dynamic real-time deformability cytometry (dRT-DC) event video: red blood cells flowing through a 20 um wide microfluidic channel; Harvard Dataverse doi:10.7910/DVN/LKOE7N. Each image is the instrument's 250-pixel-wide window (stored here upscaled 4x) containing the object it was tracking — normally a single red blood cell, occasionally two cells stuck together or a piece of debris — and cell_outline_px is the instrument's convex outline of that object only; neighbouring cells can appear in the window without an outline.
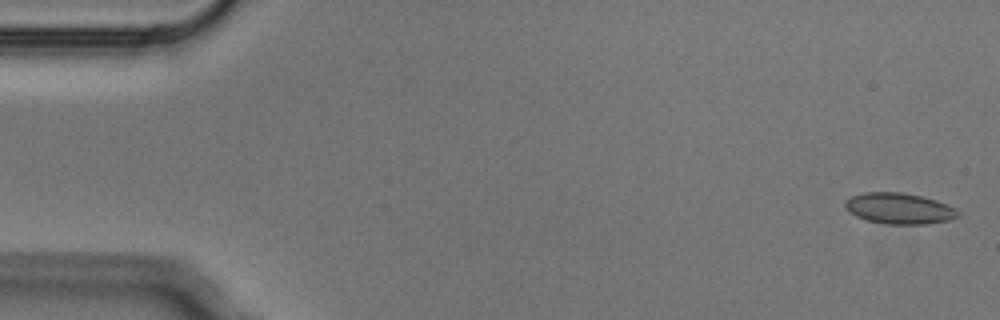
{"species": "Egyptian fruit bat (a non-hibernating species)", "species_latin": "Rousettus aegyptiacus", "temperature_condition": "cold", "stored_images_in_passage": 4, "camera_frame_rate_fps": 3000, "um_per_image_px": 0.085, "animal": {"sex": "male"}, "frame": {"image": 1, "passage_image": 1, "time_ms": 0.0, "image_size_px": [1000, 320], "cell_outline_px": [[960, 216], [948, 220], [928, 224], [888, 224], [868, 220], [856, 216], [844, 204], [852, 196], [864, 192], [900, 192], [920, 196], [936, 200], [956, 208], [960, 212]], "centroid_in_image_um": [76.49, 17.72], "position_along_channel_um": 8.5, "area_um2": 20.11}}